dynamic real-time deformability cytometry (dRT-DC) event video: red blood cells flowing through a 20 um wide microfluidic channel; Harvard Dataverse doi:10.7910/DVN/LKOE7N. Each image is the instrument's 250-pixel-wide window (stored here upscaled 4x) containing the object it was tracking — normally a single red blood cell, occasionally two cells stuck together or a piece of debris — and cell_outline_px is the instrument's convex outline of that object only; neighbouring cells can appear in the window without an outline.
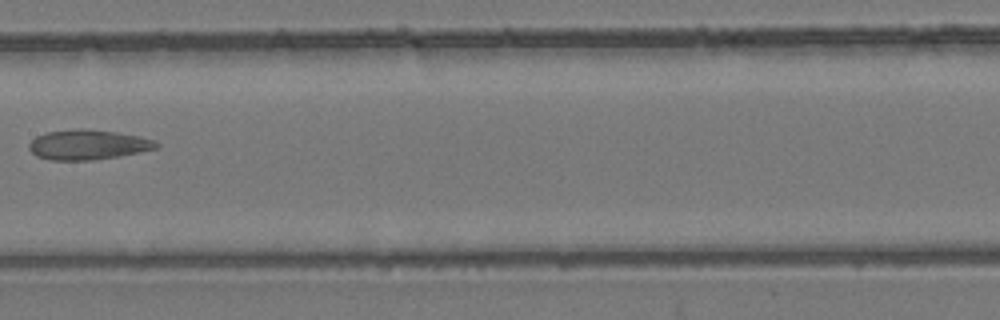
{"species": "common noctule bat (a hibernating species)", "species_latin": "Nyctalus noctula", "temperature_condition": "room temperature", "stored_images_in_passage": 8, "camera_frame_rate_fps": 3000, "um_per_image_px": 0.085, "animal": {"sex": "female", "body_mass_g": 24.6, "forearm_length_mm": 56.2}, "frame": {"image": 1, "passage_image": 6, "time_ms": 7.0, "image_size_px": [1000, 320], "cell_outline_px": [[160, 144], [156, 148], [120, 156], [92, 160], [52, 160], [36, 156], [28, 148], [28, 144], [36, 136], [48, 132], [76, 128], [84, 128], [116, 132], [140, 136], [156, 140]], "centroid_in_image_um": [7.48, 12.29], "position_along_channel_um": 199.9, "area_um2": 22.25}}
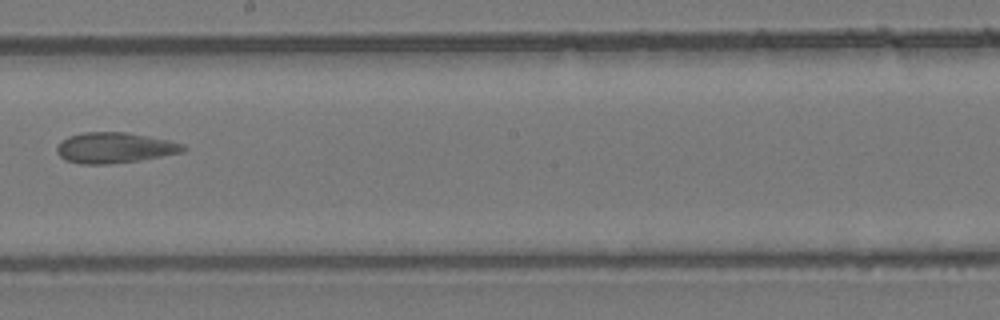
{"frame": {"image": 2, "passage_image": 7, "time_ms": 8.0, "image_size_px": [1000, 320], "cell_outline_px": [[188, 148], [184, 152], [136, 160], [108, 164], [80, 164], [64, 160], [56, 152], [56, 148], [68, 136], [84, 132], [128, 132], [168, 140], [184, 144]], "centroid_in_image_um": [9.74, 12.55], "position_along_channel_um": 238.5, "area_um2": 22.43}}
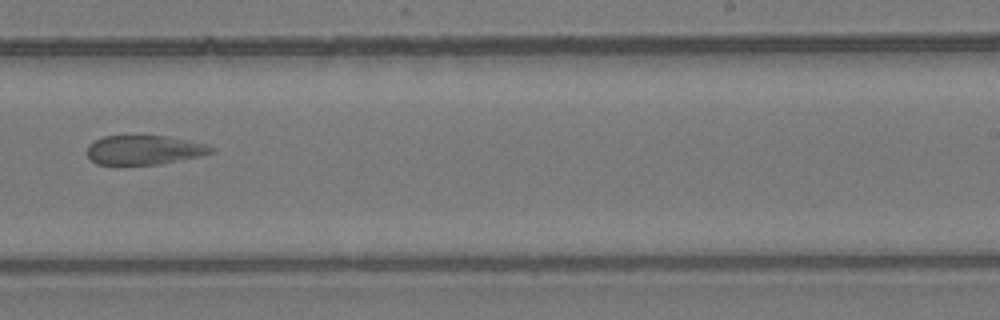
{"frame": {"image": 3, "passage_image": 8, "time_ms": 9.0, "image_size_px": [1000, 320], "cell_outline_px": [[216, 152], [160, 164], [96, 164], [88, 156], [88, 144], [104, 136], [168, 136], [208, 144], [216, 148]], "centroid_in_image_um": [12.3, 12.74], "position_along_channel_um": 276.7, "area_um2": 21.04}}